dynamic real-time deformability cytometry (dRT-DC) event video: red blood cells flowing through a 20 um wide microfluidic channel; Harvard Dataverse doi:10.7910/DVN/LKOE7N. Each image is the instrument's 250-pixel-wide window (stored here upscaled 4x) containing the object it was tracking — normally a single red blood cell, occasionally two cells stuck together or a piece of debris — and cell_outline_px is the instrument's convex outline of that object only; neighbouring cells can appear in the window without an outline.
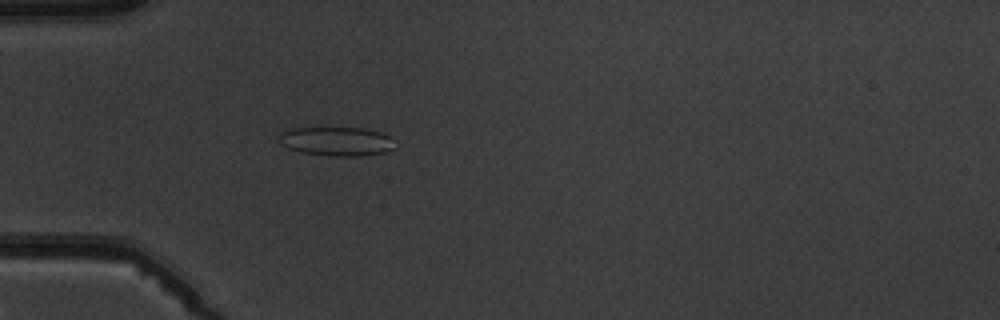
{"species": "common noctule bat (a hibernating species)", "species_latin": "Nyctalus noctula", "temperature_condition": "warm", "stored_images_in_passage": 4, "camera_frame_rate_fps": 3000, "um_per_image_px": 0.085, "animal": {"sex": "male", "body_mass_g": 19.5, "forearm_length_mm": 54.6}, "frame": {"image": 1, "passage_image": 4, "time_ms": 3.667, "image_size_px": [1000, 320], "cell_outline_px": [[396, 148], [384, 152], [360, 156], [328, 156], [304, 152], [288, 148], [280, 144], [280, 132], [292, 128], [364, 128], [380, 132], [388, 136]], "centroid_in_image_um": [28.6, 12.01], "position_along_channel_um": 56.4, "area_um2": 19.42}}